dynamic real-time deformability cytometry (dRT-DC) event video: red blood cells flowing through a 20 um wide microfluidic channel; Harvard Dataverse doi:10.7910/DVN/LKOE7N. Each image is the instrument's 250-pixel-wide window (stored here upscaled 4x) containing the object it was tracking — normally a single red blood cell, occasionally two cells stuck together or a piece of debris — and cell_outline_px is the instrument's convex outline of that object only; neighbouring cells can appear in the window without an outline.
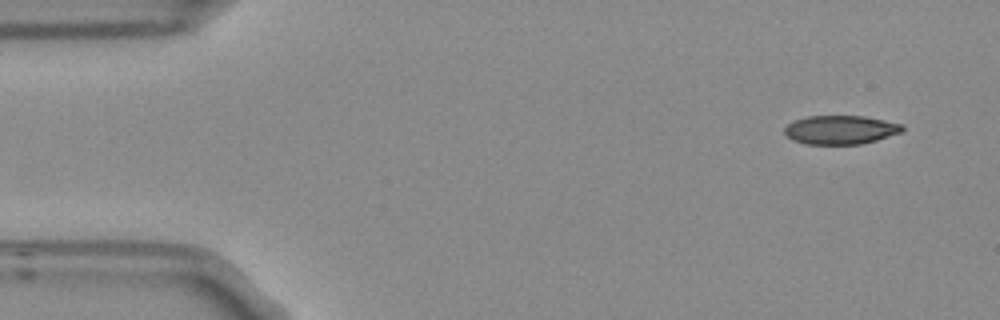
{"species": "Egyptian fruit bat (a non-hibernating species)", "species_latin": "Rousettus aegyptiacus", "temperature_condition": "room temperature", "stored_images_in_passage": 5, "segment_of_instrument_passage": [1, 2], "camera_frame_rate_fps": 3000, "um_per_image_px": 0.085, "frame": {"image": 1, "passage_image": 1, "time_ms": 0.0, "image_size_px": [1000, 320], "cell_outline_px": [[904, 132], [876, 140], [860, 144], [804, 144], [792, 140], [784, 132], [784, 128], [788, 124], [796, 120], [808, 116], [864, 116], [904, 124]], "centroid_in_image_um": [71.48, 11.03], "position_along_channel_um": 13.5, "area_um2": 19.83}}
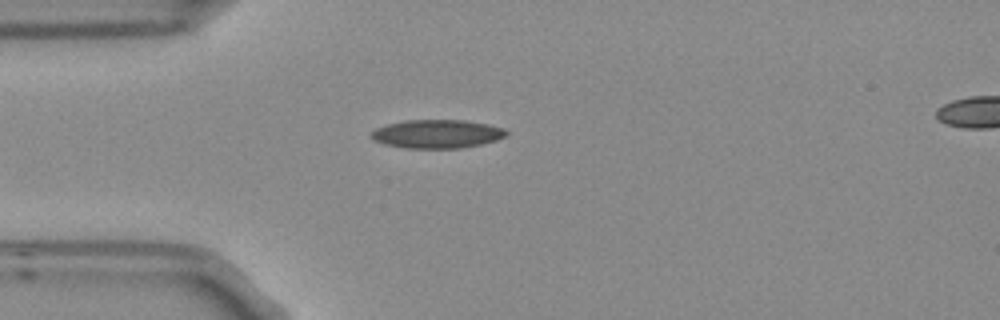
{"frame": {"image": 2, "passage_image": 4, "time_ms": 1.0, "image_size_px": [1000, 320], "cell_outline_px": [[508, 136], [496, 140], [480, 144], [460, 148], [404, 148], [384, 144], [372, 140], [372, 132], [376, 128], [388, 124], [404, 120], [464, 120], [488, 124], [504, 128], [508, 132]], "centroid_in_image_um": [37.16, 11.38], "position_along_channel_um": 47.8, "area_um2": 22.48}}